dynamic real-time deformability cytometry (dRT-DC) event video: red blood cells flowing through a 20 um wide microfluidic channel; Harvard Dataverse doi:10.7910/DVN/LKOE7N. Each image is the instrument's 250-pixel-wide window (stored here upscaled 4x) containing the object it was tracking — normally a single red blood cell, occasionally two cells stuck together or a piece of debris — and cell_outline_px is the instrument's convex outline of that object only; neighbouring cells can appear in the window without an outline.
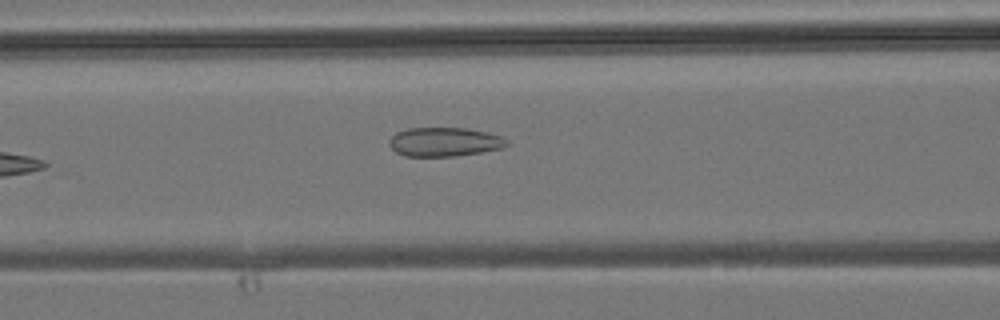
{"species": "common noctule bat (a hibernating species)", "species_latin": "Nyctalus noctula", "temperature_condition": "room temperature", "stored_images_in_passage": 7, "camera_frame_rate_fps": 3000, "um_per_image_px": 0.085, "animal": {"sex": "male", "body_mass_g": 19.2, "forearm_length_mm": 51.8}, "frame": {"image": 1, "passage_image": 7, "time_ms": 7.0, "image_size_px": [1000, 320], "cell_outline_px": [[508, 144], [504, 148], [456, 156], [404, 156], [396, 152], [388, 144], [388, 140], [396, 132], [408, 128], [468, 128], [488, 132], [500, 136], [508, 140]], "centroid_in_image_um": [37.77, 12.06], "position_along_channel_um": 128.8, "area_um2": 20.0}}